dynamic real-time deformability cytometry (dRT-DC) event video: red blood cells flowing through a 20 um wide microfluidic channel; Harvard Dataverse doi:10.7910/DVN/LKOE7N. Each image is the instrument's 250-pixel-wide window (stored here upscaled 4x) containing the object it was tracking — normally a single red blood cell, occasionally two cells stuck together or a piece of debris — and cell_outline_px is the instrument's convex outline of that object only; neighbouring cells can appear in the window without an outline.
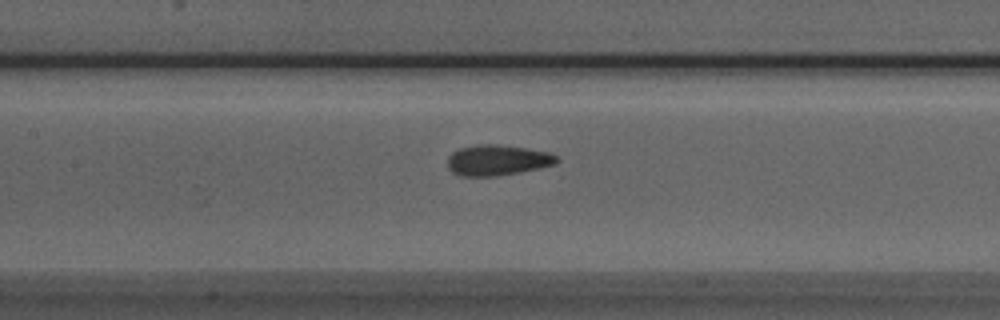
{"species": "Egyptian fruit bat (a non-hibernating species)", "species_latin": "Rousettus aegyptiacus", "temperature_condition": "room temperature", "stored_images_in_passage": 36, "camera_frame_rate_fps": 3000, "um_per_image_px": 0.085, "animal": {"sex": "male"}, "frame": {"image": 1, "passage_image": 9, "time_ms": 2.667, "image_size_px": [1000, 320], "cell_outline_px": [[560, 160], [556, 164], [496, 176], [460, 176], [452, 172], [448, 168], [448, 156], [452, 152], [460, 148], [476, 144], [496, 144], [524, 148], [548, 152], [556, 156]], "centroid_in_image_um": [42.23, 13.61], "position_along_channel_um": 165.2, "area_um2": 19.31}}
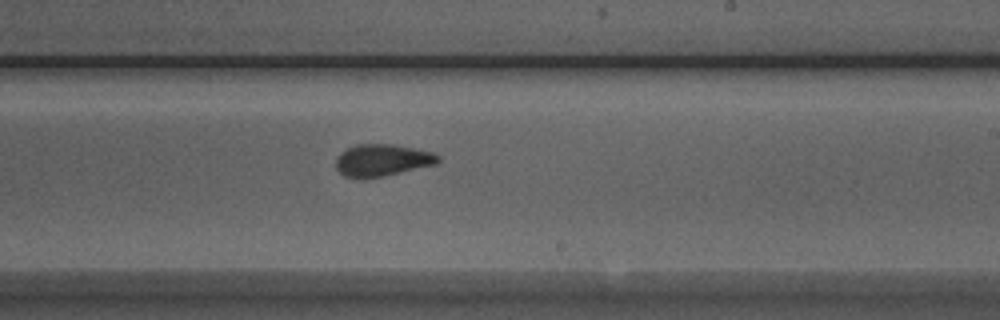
{"frame": {"image": 2, "passage_image": 16, "time_ms": 5.0, "image_size_px": [1000, 320], "cell_outline_px": [[440, 160], [436, 164], [384, 176], [344, 176], [336, 168], [336, 156], [344, 148], [356, 144], [392, 144], [432, 152], [440, 156]], "centroid_in_image_um": [32.47, 13.58], "position_along_channel_um": 256.5, "area_um2": 18.79}}
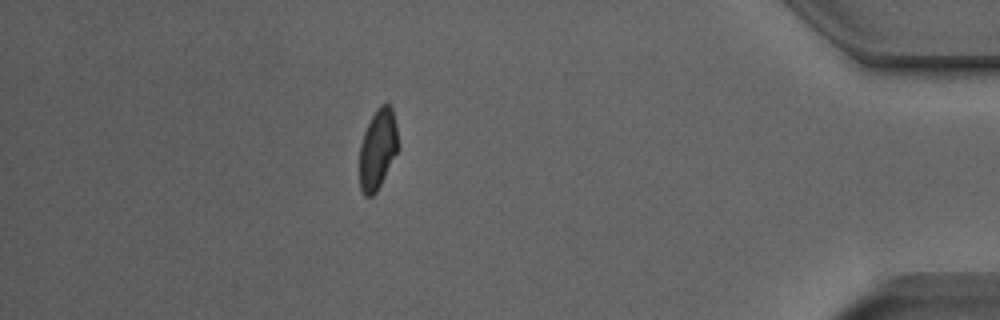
{"frame": {"image": 3, "passage_image": 31, "time_ms": 10.0, "image_size_px": [1000, 320], "cell_outline_px": [[400, 148], [376, 192], [372, 196], [364, 196], [360, 188], [360, 144], [364, 132], [376, 108], [380, 104], [388, 104], [392, 108], [396, 124]], "centroid_in_image_um": [32.12, 12.67], "position_along_channel_um": 403.1, "area_um2": 18.15}, "authors_computed_cell_mechanics": {"area_um2": 19.0451, "velocity_mm_per_s": 3.9361, "shape_relaxation_time_tau1_ms": 9.7385, "shape_relaxation_time_tau2_ms": 1.1806, "deformation_change_tau1": 0.2112, "deformation_change_tau2": 0.06}}